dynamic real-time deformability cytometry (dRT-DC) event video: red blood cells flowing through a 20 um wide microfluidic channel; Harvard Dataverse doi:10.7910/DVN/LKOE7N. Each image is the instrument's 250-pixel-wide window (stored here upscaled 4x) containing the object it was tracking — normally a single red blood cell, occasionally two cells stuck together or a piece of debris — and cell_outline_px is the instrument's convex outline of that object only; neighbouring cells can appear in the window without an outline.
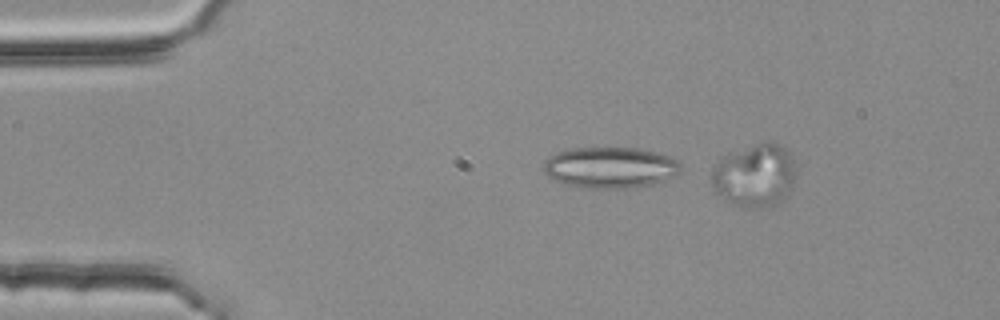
{"species": "common noctule bat (a hibernating species)", "species_latin": "Nyctalus noctula", "temperature_condition": "room temperature", "stored_images_in_passage": 5, "camera_frame_rate_fps": 3000, "um_per_image_px": 0.085, "animal": {"sex": "female", "body_mass_g": 25.1}, "frame": {"image": 1, "passage_image": 2, "time_ms": 0.333, "image_size_px": [1000, 320], "cell_outline_px": [[684, 168], [676, 176], [652, 184], [628, 188], [588, 188], [568, 184], [556, 180], [544, 172], [544, 160], [560, 152], [572, 148], [636, 148], [656, 152], [668, 156], [676, 160]], "centroid_in_image_um": [51.93, 14.24], "position_along_channel_um": 33.1, "area_um2": 32.54}}
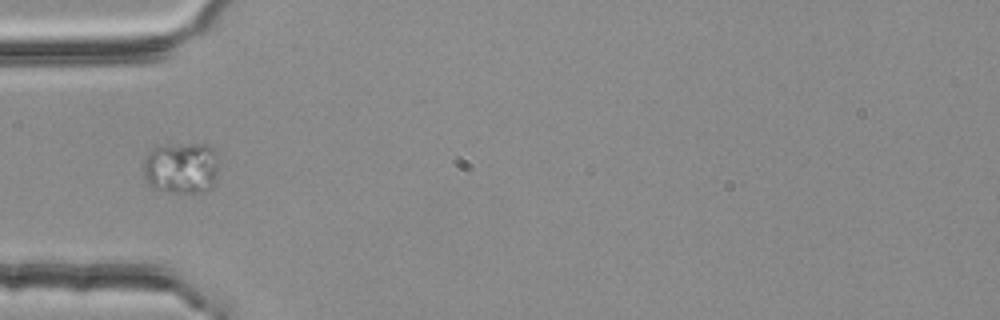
{"frame": {"image": 2, "passage_image": 4, "time_ms": 1.0, "image_size_px": [1000, 320], "cell_outline_px": [[216, 180], [212, 188], [204, 192], [164, 192], [152, 188], [148, 184], [144, 176], [144, 160], [148, 152], [156, 148], [192, 144], [208, 144], [216, 152]], "centroid_in_image_um": [15.41, 14.31], "position_along_channel_um": 69.6, "area_um2": 22.48}}
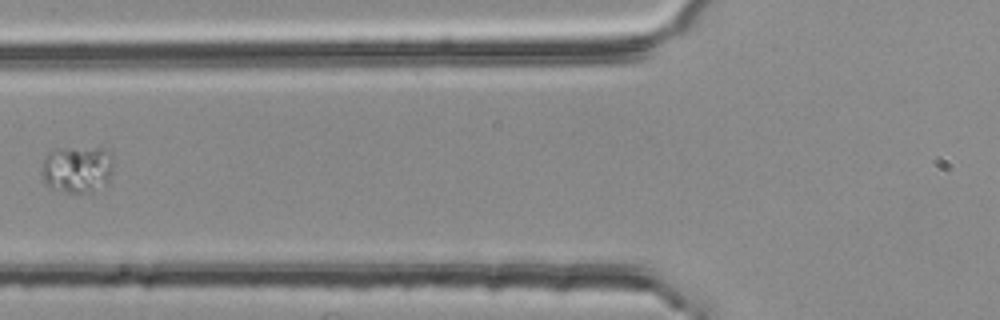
{"frame": {"image": 3, "passage_image": 5, "time_ms": 1.333, "image_size_px": [1000, 320], "cell_outline_px": [[112, 168], [108, 180], [88, 192], [68, 192], [48, 188], [44, 184], [44, 156], [52, 148], [100, 148], [108, 152], [112, 156]], "centroid_in_image_um": [6.51, 14.36], "position_along_channel_um": 119.3, "area_um2": 19.25}}